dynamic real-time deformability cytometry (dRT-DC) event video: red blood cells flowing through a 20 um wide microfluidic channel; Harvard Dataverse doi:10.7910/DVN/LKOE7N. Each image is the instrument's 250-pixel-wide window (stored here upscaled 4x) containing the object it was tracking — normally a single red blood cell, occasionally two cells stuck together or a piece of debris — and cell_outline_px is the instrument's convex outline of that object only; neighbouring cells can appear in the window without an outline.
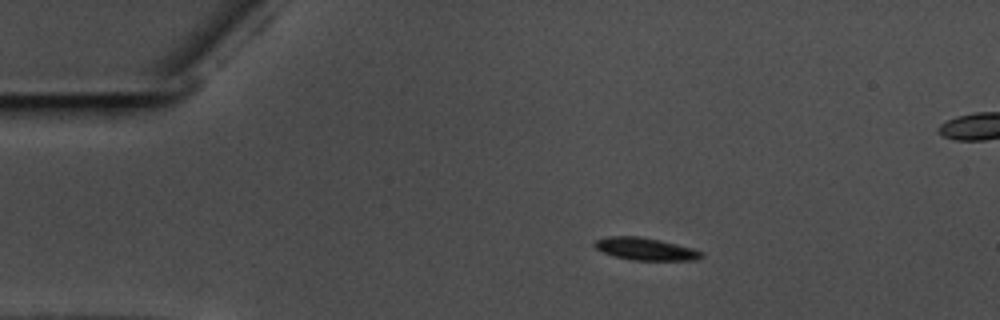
{"species": "common noctule bat (a hibernating species)", "species_latin": "Nyctalus noctula", "temperature_condition": "warm", "stored_images_in_passage": 49, "segment_of_instrument_passage": [1, 2], "camera_frame_rate_fps": 3000, "um_per_image_px": 0.085, "animal": {"sex": "male", "body_mass_g": 17.5, "forearm_length_mm": 52.3}, "frame": {"image": 1, "passage_image": 1, "time_ms": 0.0, "image_size_px": [1000, 320], "cell_outline_px": [[704, 256], [696, 260], [632, 260], [616, 256], [604, 252], [596, 248], [592, 244], [596, 240], [608, 236], [640, 236], [660, 240], [692, 248], [704, 252]], "centroid_in_image_um": [54.89, 21.16], "position_along_channel_um": 30.1, "area_um2": 13.87}}
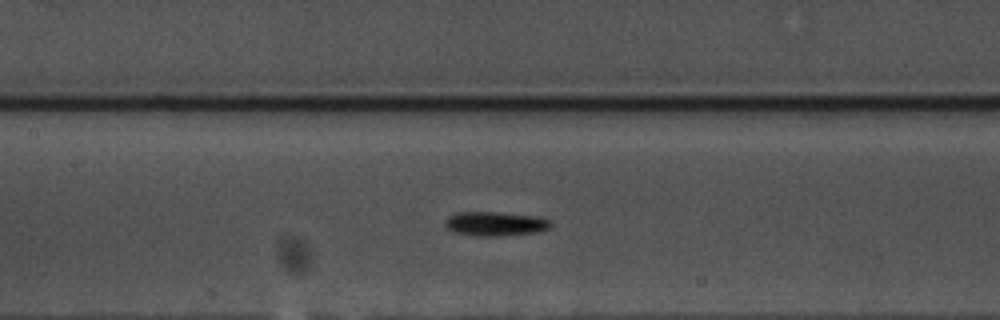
{"frame": {"image": 2, "passage_image": 17, "time_ms": 5.333, "image_size_px": [1000, 320], "cell_outline_px": [[552, 224], [548, 228], [532, 232], [500, 236], [472, 236], [452, 232], [444, 228], [444, 220], [448, 216], [456, 212], [496, 212], [536, 216], [548, 220]], "centroid_in_image_um": [41.96, 19.02], "position_along_channel_um": 165.4, "area_um2": 14.97}}
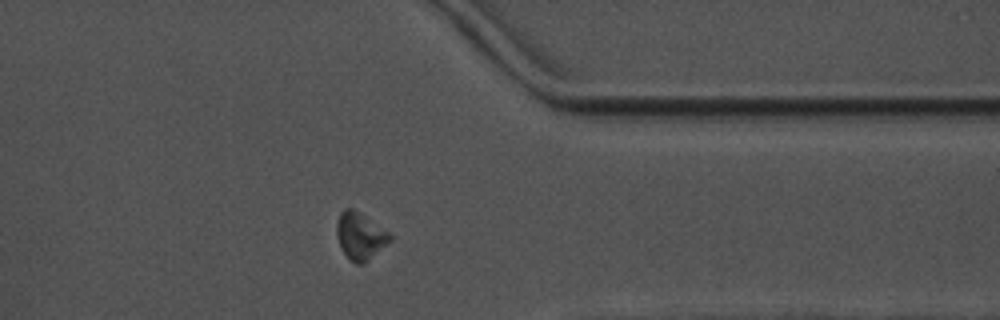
{"frame": {"image": 3, "passage_image": 36, "time_ms": 11.667, "image_size_px": [1000, 320], "cell_outline_px": [[392, 240], [364, 264], [356, 264], [348, 260], [340, 248], [336, 232], [336, 224], [340, 212], [344, 208], [352, 208], [388, 232], [392, 236]], "centroid_in_image_um": [30.58, 20.1], "position_along_channel_um": 380.8, "area_um2": 14.62}}